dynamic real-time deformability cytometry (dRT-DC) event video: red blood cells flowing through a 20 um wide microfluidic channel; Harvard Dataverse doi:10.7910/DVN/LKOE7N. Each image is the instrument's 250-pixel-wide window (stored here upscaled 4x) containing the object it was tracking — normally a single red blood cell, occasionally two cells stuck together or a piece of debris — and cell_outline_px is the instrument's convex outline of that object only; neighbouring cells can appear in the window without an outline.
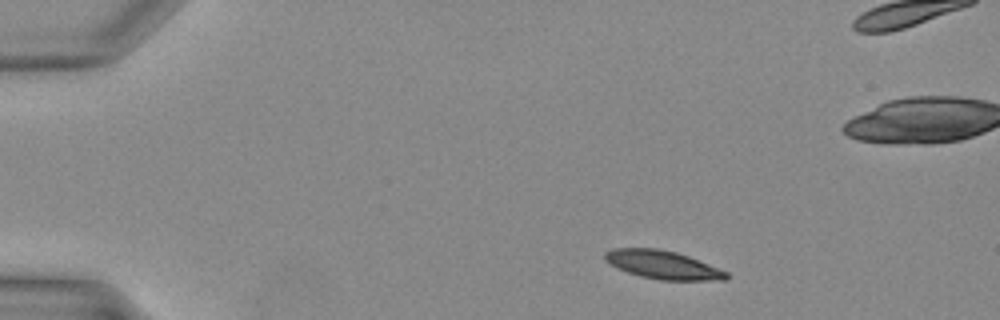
{"species": "Egyptian fruit bat (a non-hibernating species)", "species_latin": "Rousettus aegyptiacus", "temperature_condition": "warm", "stored_images_in_passage": 34, "camera_frame_rate_fps": 3000, "um_per_image_px": 0.085, "animal": {"sex": "female"}, "frame": {"image": 1, "passage_image": 1, "time_ms": 0.0, "image_size_px": [1000, 320], "cell_outline_px": [[728, 280], [660, 280], [640, 276], [616, 268], [604, 260], [604, 252], [612, 248], [656, 248], [676, 252], [688, 256], [728, 272]], "centroid_in_image_um": [56.3, 22.5], "position_along_channel_um": 28.7, "area_um2": 20.06}}
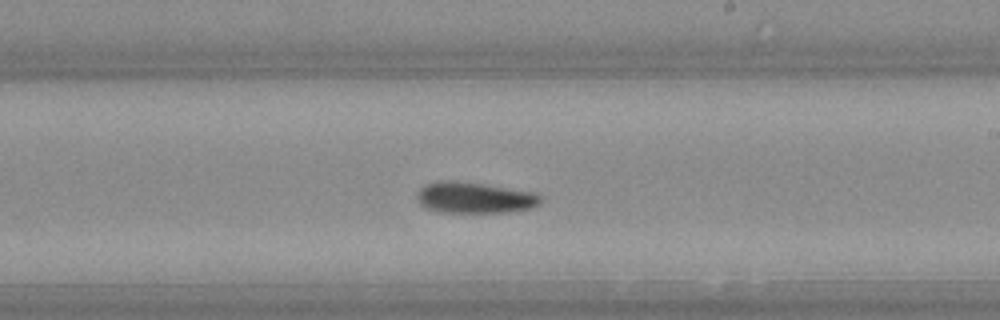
{"frame": {"image": 2, "passage_image": 18, "time_ms": 5.667, "image_size_px": [1000, 320], "cell_outline_px": [[540, 204], [532, 208], [508, 212], [436, 212], [424, 208], [416, 200], [416, 192], [424, 184], [440, 180], [448, 180], [480, 184], [536, 192], [540, 196]], "centroid_in_image_um": [40.27, 16.81], "position_along_channel_um": 248.7, "area_um2": 22.54}}
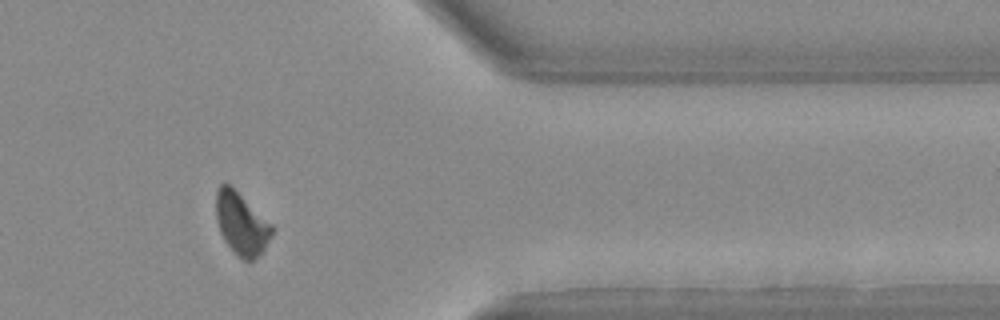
{"frame": {"image": 3, "passage_image": 27, "time_ms": 8.667, "image_size_px": [1000, 320], "cell_outline_px": [[276, 228], [264, 248], [252, 260], [244, 260], [224, 240], [220, 232], [216, 216], [216, 192], [220, 184], [232, 184]], "centroid_in_image_um": [20.53, 18.94], "position_along_channel_um": 390.9, "area_um2": 20.23}}